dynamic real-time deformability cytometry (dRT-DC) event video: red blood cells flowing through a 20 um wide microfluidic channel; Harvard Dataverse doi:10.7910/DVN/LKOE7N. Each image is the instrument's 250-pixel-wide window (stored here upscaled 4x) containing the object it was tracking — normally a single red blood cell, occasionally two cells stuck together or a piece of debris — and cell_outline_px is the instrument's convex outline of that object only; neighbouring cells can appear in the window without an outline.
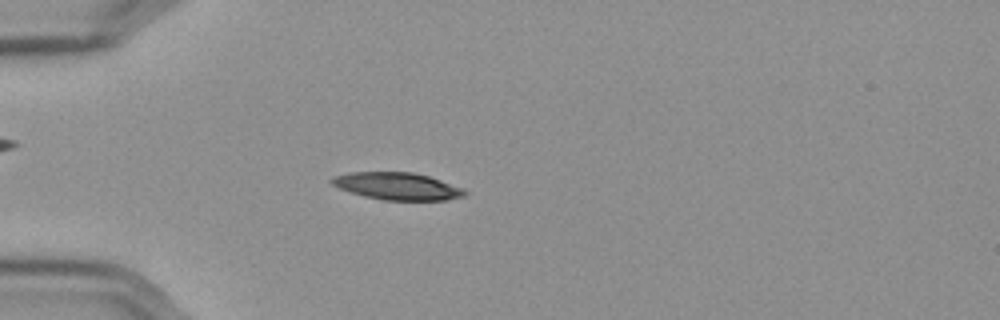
{"species": "Egyptian fruit bat (a non-hibernating species)", "species_latin": "Rousettus aegyptiacus", "temperature_condition": "cold", "stored_images_in_passage": 53, "camera_frame_rate_fps": 3000, "um_per_image_px": 0.085, "frame": {"image": 1, "passage_image": 12, "time_ms": 3.667, "image_size_px": [1000, 320], "cell_outline_px": [[468, 192], [464, 196], [444, 200], [384, 200], [364, 196], [340, 188], [332, 184], [328, 180], [332, 176], [348, 172], [412, 172], [428, 176], [464, 188]], "centroid_in_image_um": [33.76, 15.82], "position_along_channel_um": 51.2, "area_um2": 21.1}}
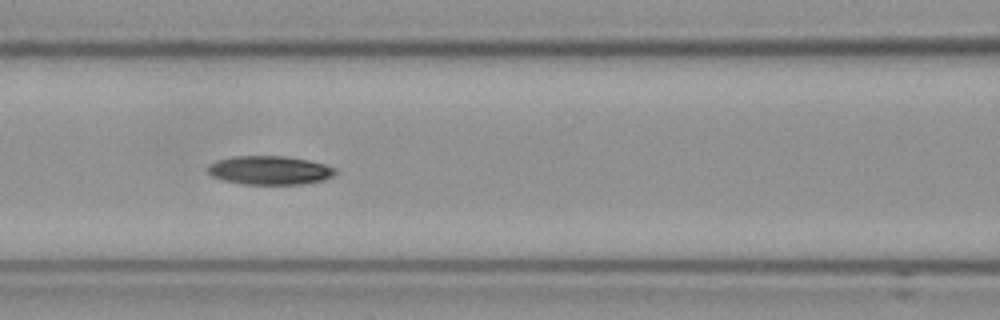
{"frame": {"image": 2, "passage_image": 21, "time_ms": 6.667, "image_size_px": [1000, 320], "cell_outline_px": [[336, 172], [332, 176], [324, 180], [300, 184], [240, 184], [224, 180], [212, 176], [208, 172], [208, 164], [216, 160], [236, 156], [284, 156], [308, 160], [324, 164], [336, 168]], "centroid_in_image_um": [22.91, 14.47], "position_along_channel_um": 143.7, "area_um2": 21.33}}
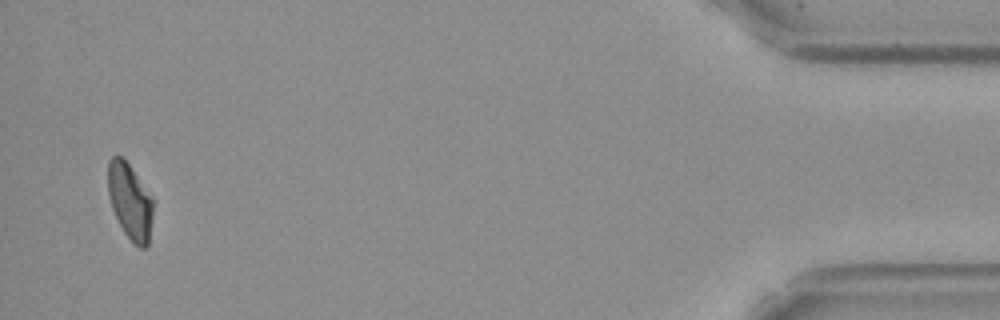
{"frame": {"image": 3, "passage_image": 51, "time_ms": 16.667, "image_size_px": [1000, 320], "cell_outline_px": [[152, 216], [148, 244], [144, 248], [140, 248], [124, 232], [112, 208], [108, 196], [108, 160], [112, 156], [120, 156], [128, 164], [152, 196]], "centroid_in_image_um": [11.03, 17.09], "position_along_channel_um": 424.2, "area_um2": 19.54}, "authors_computed_cell_mechanics": {"area_um2": 21.097, "velocity_mm_per_s": 3.5774, "shape_relaxation_time_tau1_ms": 8.2445, "shape_relaxation_time_tau2_ms": null, "deformation_change_tau1": 0.1684, "deformation_change_tau2": null}}